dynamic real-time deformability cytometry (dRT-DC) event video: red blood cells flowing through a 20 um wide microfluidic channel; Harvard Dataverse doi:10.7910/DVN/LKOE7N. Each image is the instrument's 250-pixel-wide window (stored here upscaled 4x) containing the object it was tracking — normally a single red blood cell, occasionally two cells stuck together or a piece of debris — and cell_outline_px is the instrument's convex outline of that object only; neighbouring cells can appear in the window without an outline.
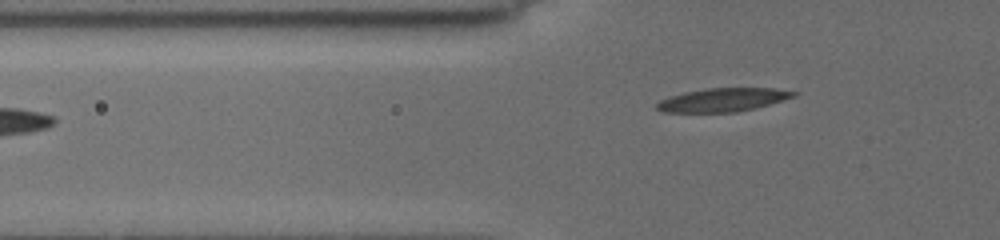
{"species": "common noctule bat (a hibernating species)", "species_latin": "Nyctalus noctula", "temperature_condition": "cold", "stored_images_in_passage": 6, "camera_frame_rate_fps": 3000, "um_per_image_px": 0.085, "animal": {"sex": "female", "body_mass_g": 19.5, "forearm_length_mm": 54.1}, "frame": {"image": 1, "passage_image": 6, "time_ms": 4.667, "image_size_px": [1000, 240], "cell_outline_px": [[800, 92], [796, 96], [756, 108], [736, 112], [664, 112], [656, 108], [656, 104], [660, 100], [668, 96], [684, 92], [704, 88], [776, 88]], "centroid_in_image_um": [61.46, 8.48], "position_along_channel_um": 64.3, "area_um2": 18.84}}